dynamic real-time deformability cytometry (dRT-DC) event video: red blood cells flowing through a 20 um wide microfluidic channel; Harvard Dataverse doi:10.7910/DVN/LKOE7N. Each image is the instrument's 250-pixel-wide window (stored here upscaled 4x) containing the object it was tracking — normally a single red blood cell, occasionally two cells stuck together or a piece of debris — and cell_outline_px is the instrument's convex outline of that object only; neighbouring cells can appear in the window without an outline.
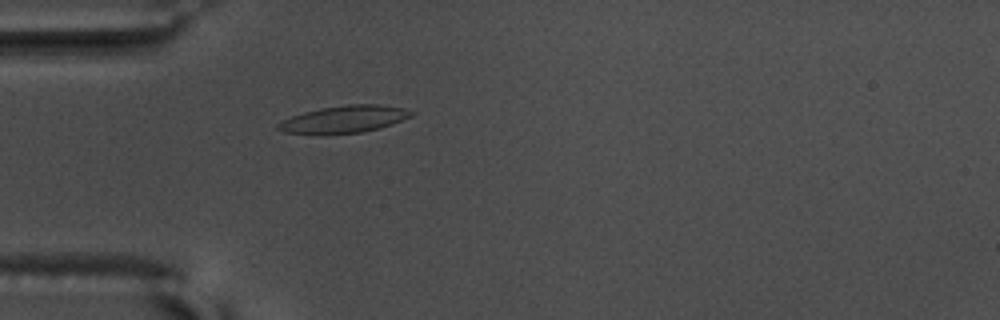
{"species": "common noctule bat (a hibernating species)", "species_latin": "Nyctalus noctula", "temperature_condition": "warm", "stored_images_in_passage": 49, "camera_frame_rate_fps": 3000, "um_per_image_px": 0.085, "animal": {"sex": "male", "body_mass_g": 17.5, "forearm_length_mm": 52.3}, "frame": {"image": 1, "passage_image": 10, "time_ms": 3.0, "image_size_px": [1000, 320], "cell_outline_px": [[416, 112], [412, 116], [392, 124], [380, 128], [360, 132], [324, 136], [284, 132], [276, 128], [276, 124], [292, 116], [304, 112], [320, 108], [348, 104], [380, 104], [404, 108]], "centroid_in_image_um": [29.24, 10.15], "position_along_channel_um": 55.8, "area_um2": 21.56}}
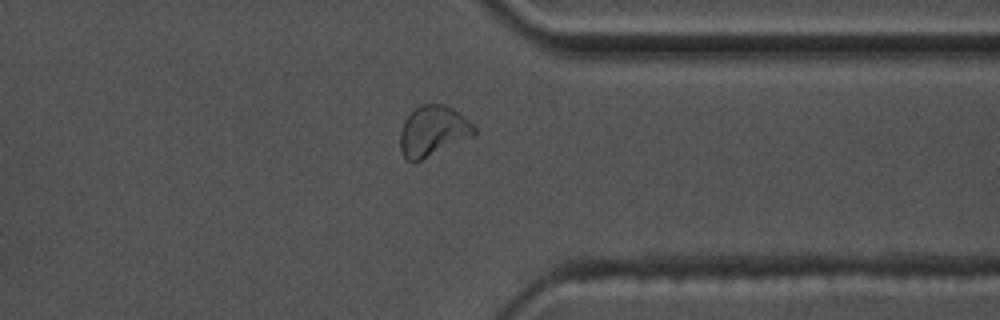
{"frame": {"image": 2, "passage_image": 37, "time_ms": 12.0, "image_size_px": [1000, 320], "cell_outline_px": [[476, 132], [472, 136], [412, 164], [404, 156], [400, 148], [400, 132], [404, 120], [420, 104], [444, 104], [460, 112], [476, 128]], "centroid_in_image_um": [36.79, 11.13], "position_along_channel_um": 374.6, "area_um2": 21.56}}
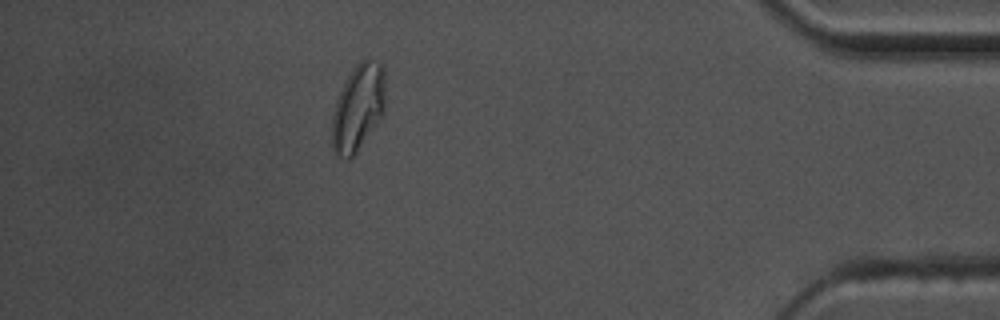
{"frame": {"image": 3, "passage_image": 43, "time_ms": 14.0, "image_size_px": [1000, 320], "cell_outline_px": [[384, 112], [376, 124], [356, 152], [348, 160], [344, 160], [332, 152], [332, 112], [336, 100], [352, 68], [360, 60], [368, 56], [380, 60], [384, 68]], "centroid_in_image_um": [30.43, 9.1], "position_along_channel_um": 404.8, "area_um2": 27.22}, "authors_computed_cell_mechanics": {"area_um2": 20.1722, "velocity_mm_per_s": 3.6474, "shape_relaxation_time_tau1_ms": 5.0517, "shape_relaxation_time_tau2_ms": 1.6481, "deformation_change_tau1": 0.1524, "deformation_change_tau2": 0.074}}